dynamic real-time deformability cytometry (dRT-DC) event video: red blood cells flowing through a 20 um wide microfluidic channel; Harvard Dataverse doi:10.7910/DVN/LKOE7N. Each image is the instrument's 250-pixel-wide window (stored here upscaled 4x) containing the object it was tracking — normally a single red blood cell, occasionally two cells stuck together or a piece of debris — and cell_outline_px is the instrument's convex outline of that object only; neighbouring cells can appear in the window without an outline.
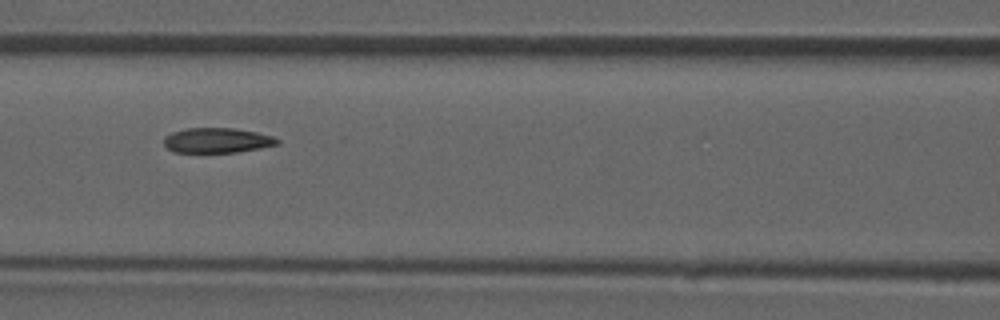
{"species": "common noctule bat (a hibernating species)", "species_latin": "Nyctalus noctula", "temperature_condition": "room temperature", "stored_images_in_passage": 48, "camera_frame_rate_fps": 3000, "um_per_image_px": 0.085, "animal": {"sex": "male", "forearm_length_mm": 52.5}, "frame": {"image": 1, "passage_image": 21, "time_ms": 6.667, "image_size_px": [1000, 320], "cell_outline_px": [[280, 144], [260, 148], [236, 152], [172, 152], [164, 144], [164, 136], [172, 132], [188, 128], [232, 128], [256, 132], [272, 136], [280, 140]], "centroid_in_image_um": [18.45, 11.93], "position_along_channel_um": 148.1, "area_um2": 16.47}}